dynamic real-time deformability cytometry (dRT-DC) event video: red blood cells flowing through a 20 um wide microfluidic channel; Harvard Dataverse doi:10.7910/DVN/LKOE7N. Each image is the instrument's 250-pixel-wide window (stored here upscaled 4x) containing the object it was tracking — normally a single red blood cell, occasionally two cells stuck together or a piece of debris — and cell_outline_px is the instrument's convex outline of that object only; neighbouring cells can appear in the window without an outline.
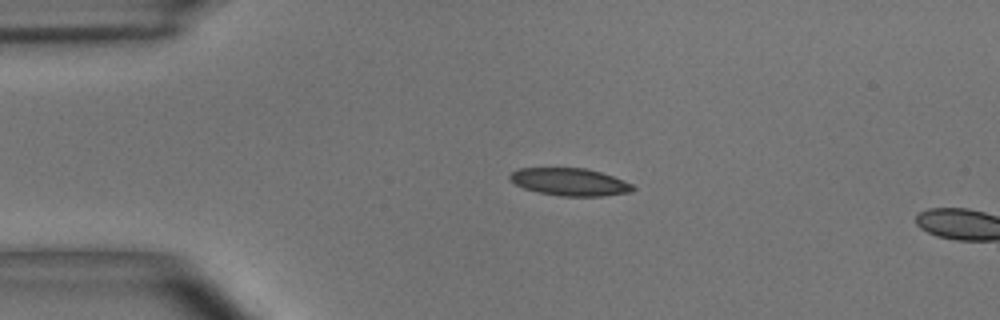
{"species": "common noctule bat (a hibernating species)", "species_latin": "Nyctalus noctula", "temperature_condition": "room temperature", "stored_images_in_passage": 2, "camera_frame_rate_fps": 3000, "um_per_image_px": 0.085, "animal": {"sex": "male", "body_mass_g": 15.6}, "frame": {"image": 1, "passage_image": 1, "time_ms": 0.0, "image_size_px": [1000, 320], "cell_outline_px": [[636, 188], [632, 192], [604, 196], [560, 196], [540, 192], [524, 188], [508, 180], [508, 176], [512, 172], [520, 168], [584, 168], [600, 172], [612, 176], [632, 184]], "centroid_in_image_um": [48.43, 15.47], "position_along_channel_um": 36.6, "area_um2": 19.65}}